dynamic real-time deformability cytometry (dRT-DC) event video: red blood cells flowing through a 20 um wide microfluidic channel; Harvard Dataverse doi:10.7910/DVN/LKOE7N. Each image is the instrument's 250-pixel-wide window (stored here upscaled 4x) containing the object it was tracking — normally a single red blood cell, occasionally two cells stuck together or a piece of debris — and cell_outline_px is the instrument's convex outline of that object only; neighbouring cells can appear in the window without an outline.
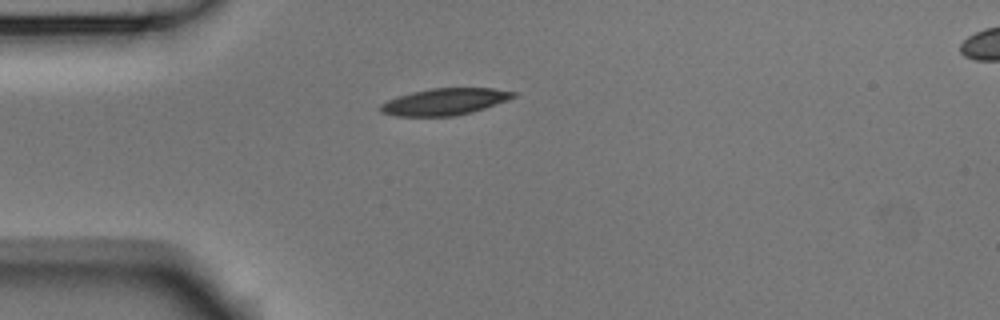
{"species": "Egyptian fruit bat (a non-hibernating species)", "species_latin": "Rousettus aegyptiacus", "temperature_condition": "room temperature", "stored_images_in_passage": 40, "camera_frame_rate_fps": 3000, "um_per_image_px": 0.085, "animal": {"sex": "male"}, "frame": {"image": 1, "passage_image": 1, "time_ms": 0.0, "image_size_px": [1000, 320], "cell_outline_px": [[516, 96], [484, 108], [472, 112], [452, 116], [396, 116], [380, 112], [380, 104], [396, 96], [412, 92], [432, 88], [492, 88], [516, 92]], "centroid_in_image_um": [37.75, 8.64], "position_along_channel_um": 47.2, "area_um2": 20.52}}
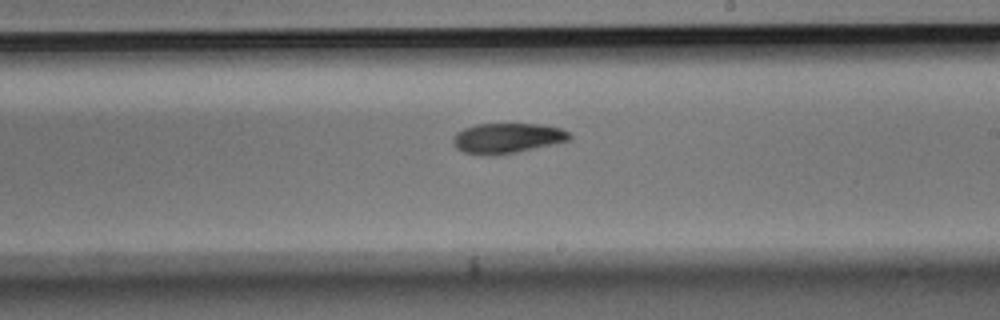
{"frame": {"image": 2, "passage_image": 18, "time_ms": 5.667, "image_size_px": [1000, 320], "cell_outline_px": [[572, 140], [516, 152], [464, 152], [456, 148], [452, 144], [452, 140], [456, 132], [464, 128], [476, 124], [544, 124], [560, 128], [568, 132], [572, 136]], "centroid_in_image_um": [43.16, 11.69], "position_along_channel_um": 245.8, "area_um2": 19.83}}
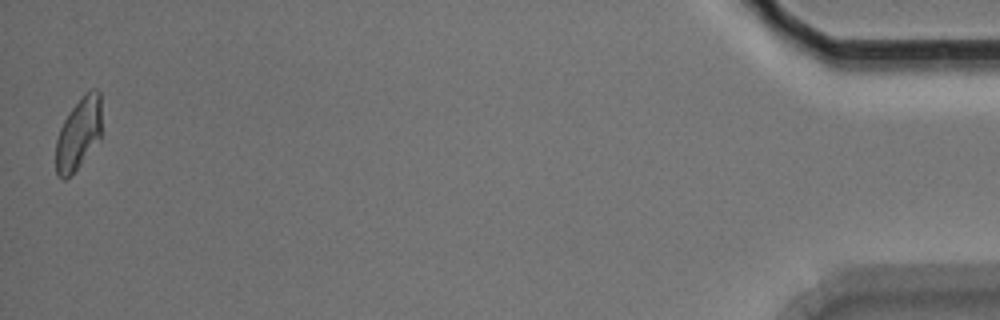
{"frame": {"image": 3, "passage_image": 40, "time_ms": 13.0, "image_size_px": [1000, 320], "cell_outline_px": [[100, 140], [80, 164], [64, 180], [56, 172], [56, 140], [60, 128], [64, 120], [72, 108], [84, 92], [92, 88], [96, 88], [100, 92]], "centroid_in_image_um": [6.68, 11.32], "position_along_channel_um": 428.5, "area_um2": 18.96}, "authors_computed_cell_mechanics": {"area_um2": 20.4612, "velocity_mm_per_s": 3.7568, "shape_relaxation_time_tau1_ms": 4.0602, "shape_relaxation_time_tau2_ms": 5.2892, "deformation_change_tau1": 0.1116, "deformation_change_tau2": 0.1022}}